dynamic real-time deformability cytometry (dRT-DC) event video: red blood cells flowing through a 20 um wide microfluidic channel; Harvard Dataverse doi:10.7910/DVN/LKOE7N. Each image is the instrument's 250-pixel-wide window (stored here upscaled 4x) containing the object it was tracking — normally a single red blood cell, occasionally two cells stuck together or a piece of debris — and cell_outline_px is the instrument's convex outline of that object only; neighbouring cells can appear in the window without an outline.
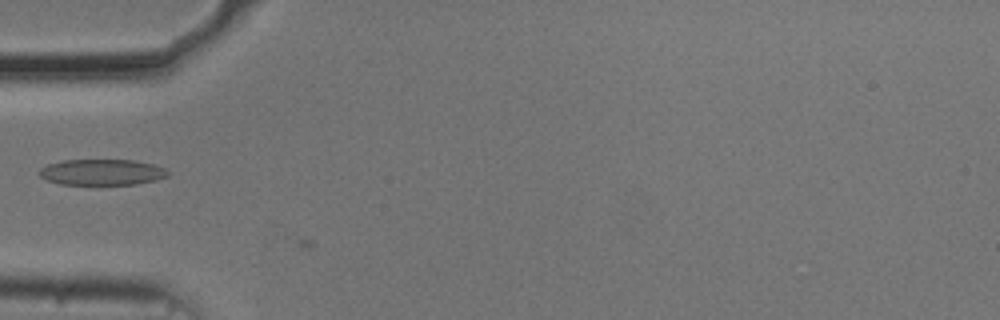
{"species": "common noctule bat (a hibernating species)", "species_latin": "Nyctalus noctula", "temperature_condition": "cold", "stored_images_in_passage": 5, "camera_frame_rate_fps": 3000, "um_per_image_px": 0.085, "animal": {"sex": "male", "body_mass_g": 20.5, "forearm_length_mm": 52.5}, "frame": {"image": 1, "passage_image": 4, "time_ms": 1.0, "image_size_px": [1000, 320], "cell_outline_px": [[168, 176], [156, 180], [136, 184], [60, 184], [48, 180], [40, 176], [36, 172], [40, 168], [48, 164], [64, 160], [132, 160], [152, 164], [164, 168], [168, 172]], "centroid_in_image_um": [8.63, 14.63], "position_along_channel_um": 76.4, "area_um2": 19.31}}